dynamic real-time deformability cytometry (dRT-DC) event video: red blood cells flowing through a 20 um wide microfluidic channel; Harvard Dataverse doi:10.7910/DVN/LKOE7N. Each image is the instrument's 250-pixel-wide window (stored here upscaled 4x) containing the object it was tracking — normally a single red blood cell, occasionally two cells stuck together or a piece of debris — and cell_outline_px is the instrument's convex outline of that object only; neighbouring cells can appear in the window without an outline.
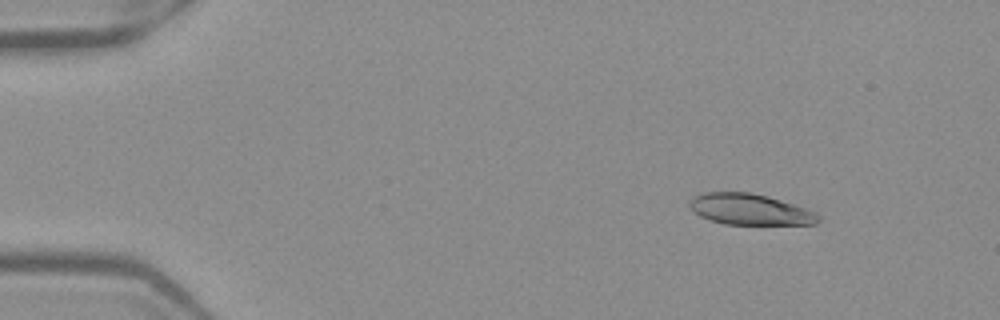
{"species": "Egyptian fruit bat (a non-hibernating species)", "species_latin": "Rousettus aegyptiacus", "temperature_condition": "warm", "stored_images_in_passage": 52, "camera_frame_rate_fps": 3000, "um_per_image_px": 0.085, "frame": {"image": 1, "passage_image": 7, "time_ms": 2.0, "image_size_px": [1000, 320], "cell_outline_px": [[820, 220], [816, 224], [724, 224], [708, 220], [700, 216], [688, 204], [688, 200], [692, 196], [704, 192], [752, 192], [768, 196], [816, 212], [820, 216]], "centroid_in_image_um": [63.71, 17.79], "position_along_channel_um": 21.3, "area_um2": 23.29}}
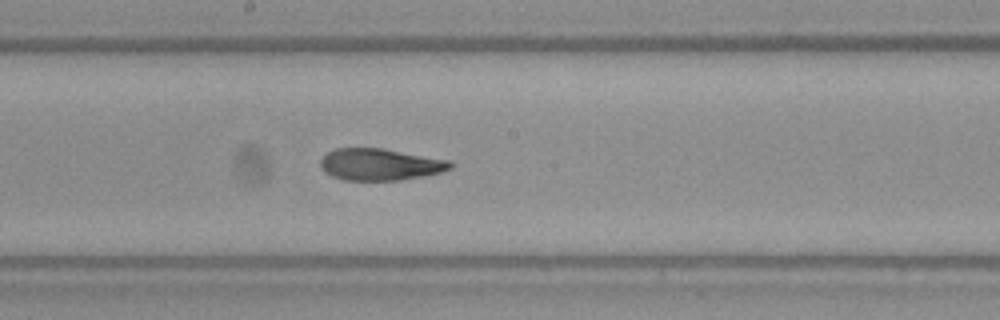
{"frame": {"image": 2, "passage_image": 29, "time_ms": 9.333, "image_size_px": [1000, 320], "cell_outline_px": [[456, 164], [452, 168], [440, 172], [424, 176], [400, 180], [344, 180], [332, 176], [324, 172], [320, 168], [320, 160], [328, 152], [336, 148], [384, 148], [452, 160]], "centroid_in_image_um": [32.35, 13.97], "position_along_channel_um": 215.9, "area_um2": 24.39}}
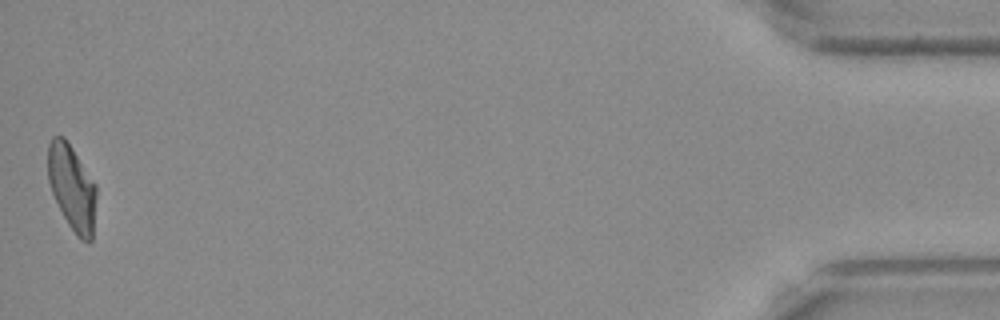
{"frame": {"image": 3, "passage_image": 52, "time_ms": 17.0, "image_size_px": [1000, 320], "cell_outline_px": [[96, 196], [92, 240], [88, 244], [80, 240], [76, 236], [68, 224], [52, 192], [48, 180], [48, 144], [52, 136], [64, 136], [96, 184]], "centroid_in_image_um": [6.12, 15.96], "position_along_channel_um": 429.1, "area_um2": 24.04}, "authors_computed_cell_mechanics": {"area_um2": 24.7384, "velocity_mm_per_s": 3.9592, "shape_relaxation_time_tau1_ms": 6.08, "shape_relaxation_time_tau2_ms": 2.1086, "deformation_change_tau1": 0.2068, "deformation_change_tau2": 0.0761}}